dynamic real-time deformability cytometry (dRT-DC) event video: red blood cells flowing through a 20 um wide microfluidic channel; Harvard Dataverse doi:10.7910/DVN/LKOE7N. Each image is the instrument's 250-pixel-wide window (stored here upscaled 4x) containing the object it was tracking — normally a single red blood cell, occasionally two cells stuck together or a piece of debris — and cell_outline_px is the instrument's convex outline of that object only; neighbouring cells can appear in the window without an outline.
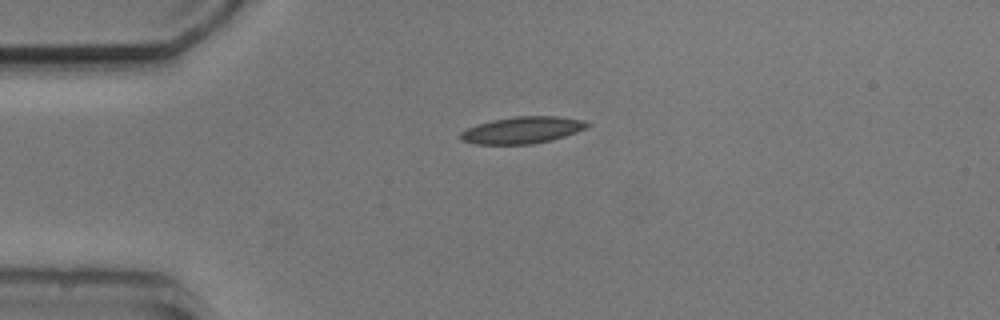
{"species": "common noctule bat (a hibernating species)", "species_latin": "Nyctalus noctula", "temperature_condition": "cold", "stored_images_in_passage": 3, "camera_frame_rate_fps": 3000, "um_per_image_px": 0.085, "animal": {"sex": "male", "body_mass_g": 20.5, "forearm_length_mm": 52.5}, "frame": {"image": 1, "passage_image": 3, "time_ms": 2.333, "image_size_px": [1000, 320], "cell_outline_px": [[592, 124], [576, 132], [552, 140], [532, 144], [476, 144], [460, 140], [460, 132], [468, 128], [492, 120], [516, 116], [556, 116], [584, 120]], "centroid_in_image_um": [44.4, 11.06], "position_along_channel_um": 40.6, "area_um2": 19.65}}